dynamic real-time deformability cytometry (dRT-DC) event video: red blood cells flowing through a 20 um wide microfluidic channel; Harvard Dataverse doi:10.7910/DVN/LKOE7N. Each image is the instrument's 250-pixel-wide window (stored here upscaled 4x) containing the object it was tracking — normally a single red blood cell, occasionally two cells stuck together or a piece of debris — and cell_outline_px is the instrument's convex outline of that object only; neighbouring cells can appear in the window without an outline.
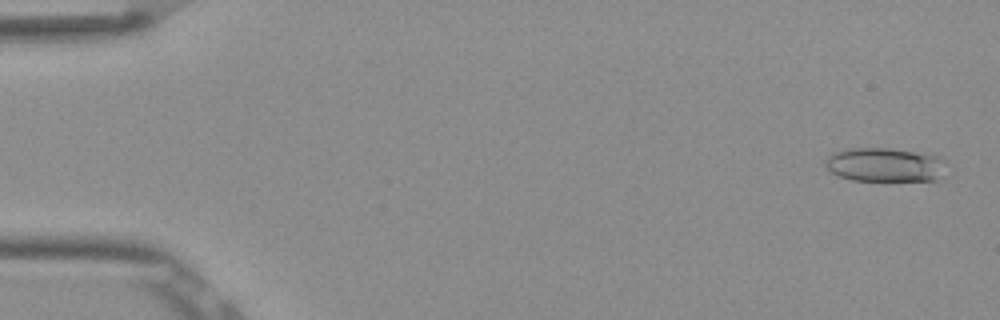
{"species": "Egyptian fruit bat (a non-hibernating species)", "species_latin": "Rousettus aegyptiacus", "temperature_condition": "room temperature", "stored_images_in_passage": 53, "camera_frame_rate_fps": 3000, "um_per_image_px": 0.085, "frame": {"image": 1, "passage_image": 2, "time_ms": 0.333, "image_size_px": [1000, 320], "cell_outline_px": [[948, 160], [936, 180], [852, 180], [840, 176], [832, 172], [824, 164], [824, 160], [828, 156], [836, 152], [848, 148], [888, 148], [940, 156]], "centroid_in_image_um": [75.2, 13.99], "position_along_channel_um": 9.8, "area_um2": 23.7}}
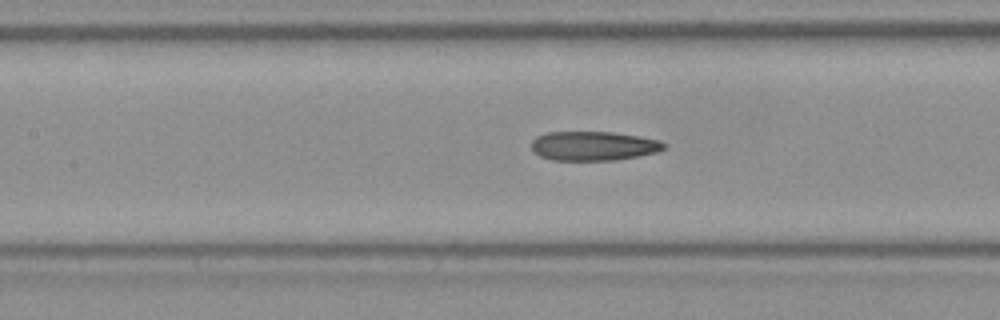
{"frame": {"image": 2, "passage_image": 24, "time_ms": 7.667, "image_size_px": [1000, 320], "cell_outline_px": [[668, 144], [660, 152], [640, 156], [616, 160], [552, 160], [540, 156], [532, 152], [532, 140], [536, 136], [544, 132], [612, 132], [640, 136], [660, 140]], "centroid_in_image_um": [50.47, 12.4], "position_along_channel_um": 156.9, "area_um2": 22.95}}
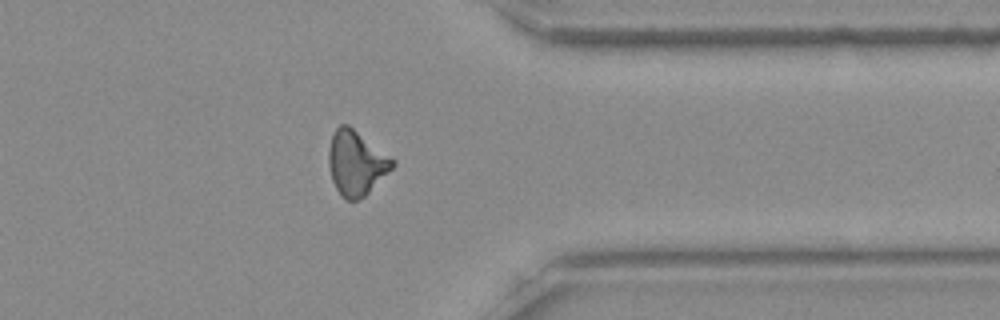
{"frame": {"image": 3, "passage_image": 42, "time_ms": 13.667, "image_size_px": [1000, 320], "cell_outline_px": [[396, 164], [364, 196], [356, 200], [344, 200], [340, 196], [332, 180], [328, 164], [328, 148], [332, 136], [336, 128], [340, 124], [348, 124], [396, 160]], "centroid_in_image_um": [30.26, 13.84], "position_along_channel_um": 381.1, "area_um2": 23.99}, "authors_computed_cell_mechanics": {"area_um2": 23.12, "velocity_mm_per_s": 3.8829, "shape_relaxation_time_tau1_ms": null, "shape_relaxation_time_tau2_ms": 3.9799, "deformation_change_tau1": null, "deformation_change_tau2": 0.1492}}